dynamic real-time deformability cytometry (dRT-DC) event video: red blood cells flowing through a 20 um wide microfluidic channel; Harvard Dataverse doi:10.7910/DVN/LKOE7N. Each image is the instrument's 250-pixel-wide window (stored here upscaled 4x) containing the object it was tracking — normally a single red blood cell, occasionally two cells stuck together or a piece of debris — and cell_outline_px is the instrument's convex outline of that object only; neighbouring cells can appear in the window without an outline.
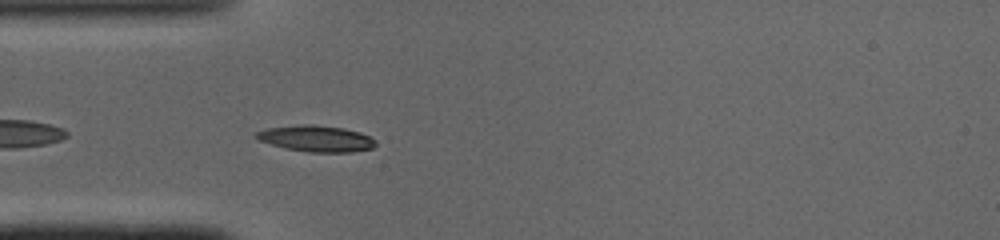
{"species": "common noctule bat (a hibernating species)", "species_latin": "Nyctalus noctula", "temperature_condition": "cold", "stored_images_in_passage": 38, "camera_frame_rate_fps": 3000, "um_per_image_px": 0.085, "animal": {"sex": "male", "body_mass_g": 19.0, "forearm_length_mm": 50.8}, "frame": {"image": 1, "passage_image": 3, "time_ms": 0.667, "image_size_px": [1000, 240], "cell_outline_px": [[376, 144], [372, 148], [352, 152], [308, 152], [284, 148], [256, 140], [252, 136], [256, 132], [264, 128], [300, 124], [312, 124], [344, 128], [360, 132], [376, 140]], "centroid_in_image_um": [26.81, 11.77], "position_along_channel_um": 58.2, "area_um2": 18.55}}
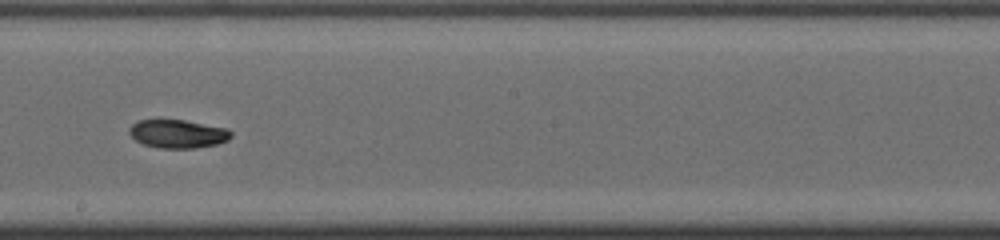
{"frame": {"image": 2, "passage_image": 16, "time_ms": 5.0, "image_size_px": [1000, 240], "cell_outline_px": [[232, 136], [228, 140], [216, 144], [192, 148], [160, 148], [144, 144], [136, 140], [128, 132], [128, 128], [132, 124], [140, 120], [184, 120], [228, 128], [232, 132]], "centroid_in_image_um": [15.12, 11.37], "position_along_channel_um": 233.1, "area_um2": 16.76}}
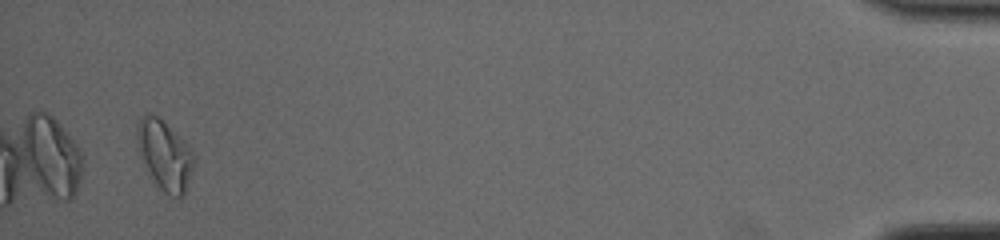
{"frame": {"image": 3, "passage_image": 36, "time_ms": 11.667, "image_size_px": [1000, 240], "cell_outline_px": [[192, 164], [184, 192], [180, 196], [172, 196], [164, 192], [156, 184], [144, 160], [136, 140], [136, 128], [140, 120], [144, 116], [156, 116], [192, 152]], "centroid_in_image_um": [13.95, 13.21], "position_along_channel_um": 421.2, "area_um2": 20.98}, "authors_computed_cell_mechanics": {"area_um2": 17.34, "velocity_mm_per_s": 4.0917, "shape_relaxation_time_tau1_ms": 5.4707, "shape_relaxation_time_tau2_ms": 7.8798, "deformation_change_tau1": 0.1754, "deformation_change_tau2": 0.0899}}